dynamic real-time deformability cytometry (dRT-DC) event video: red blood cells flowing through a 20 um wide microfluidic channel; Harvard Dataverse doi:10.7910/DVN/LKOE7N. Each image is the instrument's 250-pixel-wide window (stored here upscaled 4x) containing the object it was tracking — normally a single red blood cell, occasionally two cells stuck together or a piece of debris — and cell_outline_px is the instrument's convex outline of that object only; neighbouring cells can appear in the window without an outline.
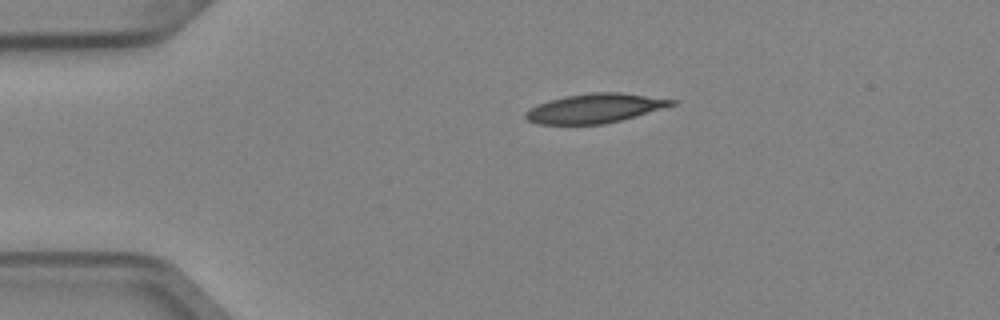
{"species": "Egyptian fruit bat (a non-hibernating species)", "species_latin": "Rousettus aegyptiacus", "temperature_condition": "cold", "stored_images_in_passage": 2, "camera_frame_rate_fps": 3000, "um_per_image_px": 0.085, "animal": {"sex": "female"}, "frame": {"image": 1, "passage_image": 1, "time_ms": 0.0, "image_size_px": [1000, 320], "cell_outline_px": [[676, 104], [620, 120], [604, 124], [536, 124], [528, 120], [524, 116], [524, 112], [528, 108], [536, 104], [548, 100], [564, 96], [592, 92], [620, 92], [676, 100]], "centroid_in_image_um": [50.48, 9.2], "position_along_channel_um": 34.5, "area_um2": 24.85}}